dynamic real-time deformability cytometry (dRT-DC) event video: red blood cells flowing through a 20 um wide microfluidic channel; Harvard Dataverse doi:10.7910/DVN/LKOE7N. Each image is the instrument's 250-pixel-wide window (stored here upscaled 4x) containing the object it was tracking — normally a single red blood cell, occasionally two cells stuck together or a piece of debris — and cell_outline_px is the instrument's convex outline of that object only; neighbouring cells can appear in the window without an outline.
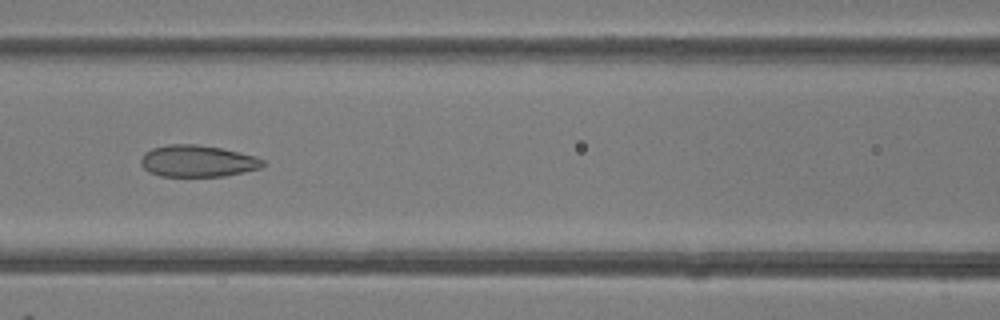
{"species": "common noctule bat (a hibernating species)", "species_latin": "Nyctalus noctula", "temperature_condition": "room temperature", "stored_images_in_passage": 11, "camera_frame_rate_fps": 3000, "um_per_image_px": 0.085, "animal": {"sex": "female"}, "frame": {"image": 1, "passage_image": 8, "time_ms": 2.333, "image_size_px": [1000, 320], "cell_outline_px": [[264, 164], [260, 168], [244, 172], [224, 176], [160, 176], [148, 172], [140, 164], [140, 160], [144, 152], [152, 148], [168, 144], [196, 144], [220, 148], [256, 156], [264, 160]], "centroid_in_image_um": [16.76, 13.69], "position_along_channel_um": 149.8, "area_um2": 22.6}}